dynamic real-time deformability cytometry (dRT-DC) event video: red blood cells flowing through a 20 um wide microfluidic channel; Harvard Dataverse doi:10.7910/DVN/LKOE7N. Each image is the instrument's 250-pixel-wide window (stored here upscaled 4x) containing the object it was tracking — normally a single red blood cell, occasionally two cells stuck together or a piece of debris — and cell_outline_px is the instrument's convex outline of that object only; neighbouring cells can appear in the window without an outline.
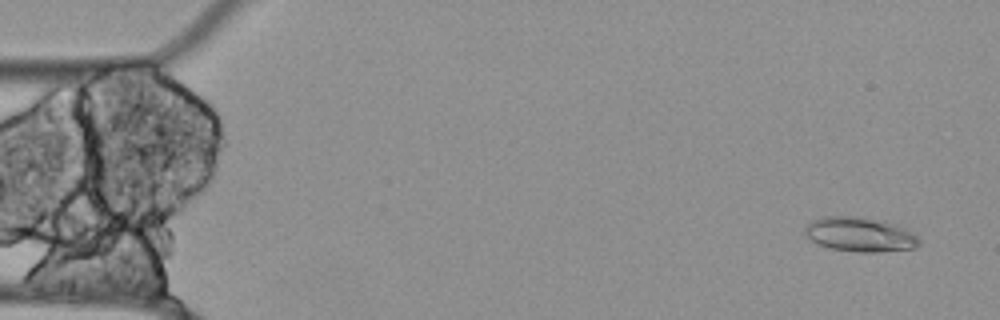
{"species": "Egyptian fruit bat (a non-hibernating species)", "species_latin": "Rousettus aegyptiacus", "temperature_condition": "cold", "stored_images_in_passage": 56, "camera_frame_rate_fps": 3000, "um_per_image_px": 0.085, "animal": {"sex": "female"}, "frame": {"image": 1, "passage_image": 3, "time_ms": 0.667, "image_size_px": [1000, 320], "cell_outline_px": [[920, 244], [916, 248], [880, 252], [860, 252], [832, 248], [816, 244], [804, 236], [804, 228], [812, 220], [824, 216], [860, 216], [884, 220], [896, 224], [904, 228], [916, 236], [920, 240]], "centroid_in_image_um": [73.08, 19.92], "position_along_channel_um": 11.9, "area_um2": 23.24}}
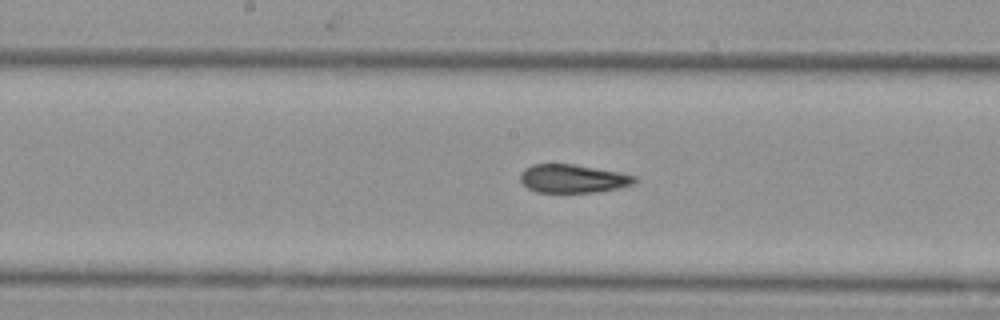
{"frame": {"image": 2, "passage_image": 28, "time_ms": 9.0, "image_size_px": [1000, 320], "cell_outline_px": [[636, 180], [632, 184], [616, 188], [592, 192], [536, 192], [528, 188], [520, 180], [520, 172], [524, 168], [532, 164], [576, 164], [636, 176]], "centroid_in_image_um": [48.62, 15.17], "position_along_channel_um": 199.6, "area_um2": 18.67}}
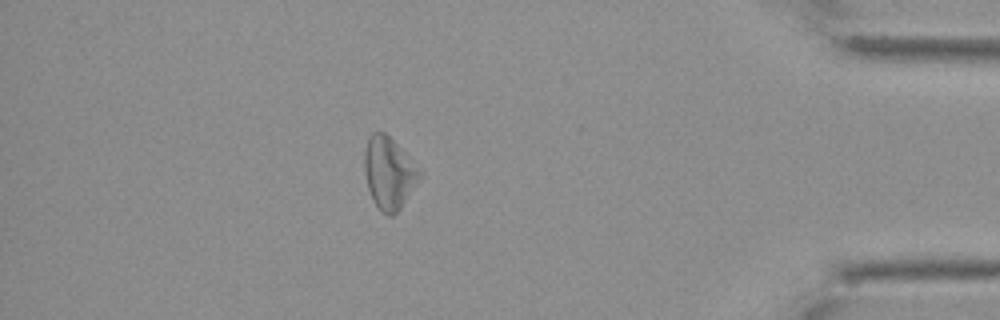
{"frame": {"image": 3, "passage_image": 49, "time_ms": 16.0, "image_size_px": [1000, 320], "cell_outline_px": [[424, 176], [400, 208], [392, 216], [388, 216], [380, 212], [368, 188], [364, 172], [364, 148], [368, 136], [372, 132], [384, 132], [400, 148]], "centroid_in_image_um": [33.04, 14.72], "position_along_channel_um": 402.2, "area_um2": 23.0}}